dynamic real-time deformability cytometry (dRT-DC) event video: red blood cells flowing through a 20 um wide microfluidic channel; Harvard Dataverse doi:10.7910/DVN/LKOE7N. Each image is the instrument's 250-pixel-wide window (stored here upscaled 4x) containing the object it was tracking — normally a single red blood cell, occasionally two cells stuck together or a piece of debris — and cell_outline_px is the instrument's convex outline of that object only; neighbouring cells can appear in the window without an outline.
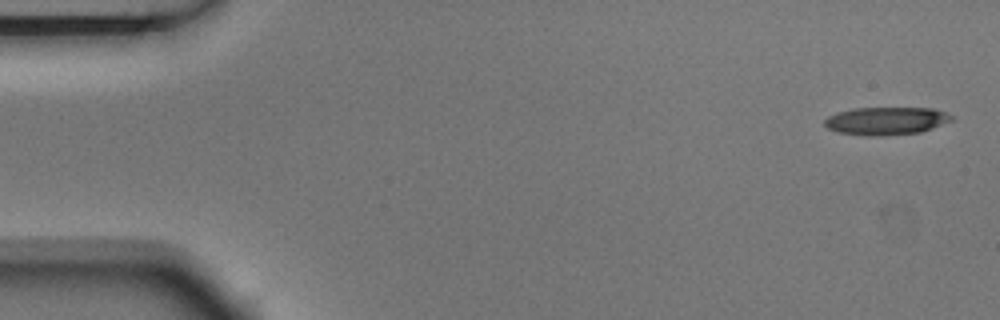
{"species": "Egyptian fruit bat (a non-hibernating species)", "species_latin": "Rousettus aegyptiacus", "temperature_condition": "room temperature", "stored_images_in_passage": 5, "segment_of_instrument_passage": [1, 2], "camera_frame_rate_fps": 3000, "um_per_image_px": 0.085, "animal": {"sex": "male"}, "frame": {"image": 1, "passage_image": 1, "time_ms": 0.0, "image_size_px": [1000, 320], "cell_outline_px": [[956, 120], [920, 132], [880, 136], [864, 136], [836, 132], [828, 128], [824, 124], [824, 120], [828, 116], [836, 112], [852, 108], [932, 108], [944, 112], [952, 116]], "centroid_in_image_um": [75.31, 10.28], "position_along_channel_um": 9.7, "area_um2": 20.81}}
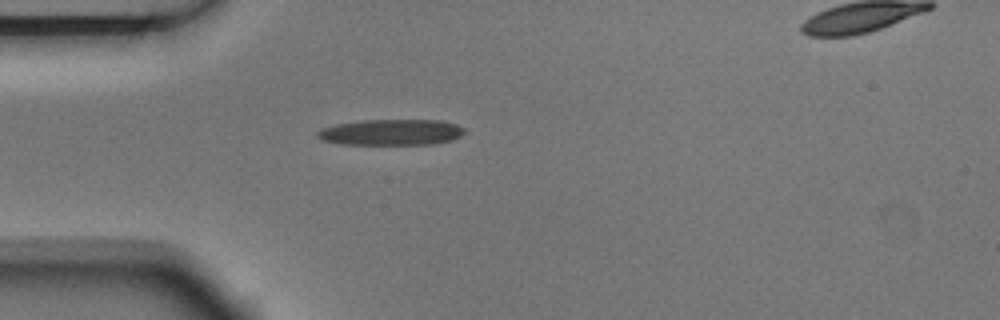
{"frame": {"image": 2, "passage_image": 4, "time_ms": 1.0, "image_size_px": [1000, 320], "cell_outline_px": [[464, 132], [460, 136], [452, 140], [432, 144], [340, 144], [320, 140], [316, 136], [316, 132], [320, 128], [336, 124], [364, 120], [440, 120], [456, 124], [464, 128]], "centroid_in_image_um": [33.21, 11.24], "position_along_channel_um": 51.8, "area_um2": 22.31}}